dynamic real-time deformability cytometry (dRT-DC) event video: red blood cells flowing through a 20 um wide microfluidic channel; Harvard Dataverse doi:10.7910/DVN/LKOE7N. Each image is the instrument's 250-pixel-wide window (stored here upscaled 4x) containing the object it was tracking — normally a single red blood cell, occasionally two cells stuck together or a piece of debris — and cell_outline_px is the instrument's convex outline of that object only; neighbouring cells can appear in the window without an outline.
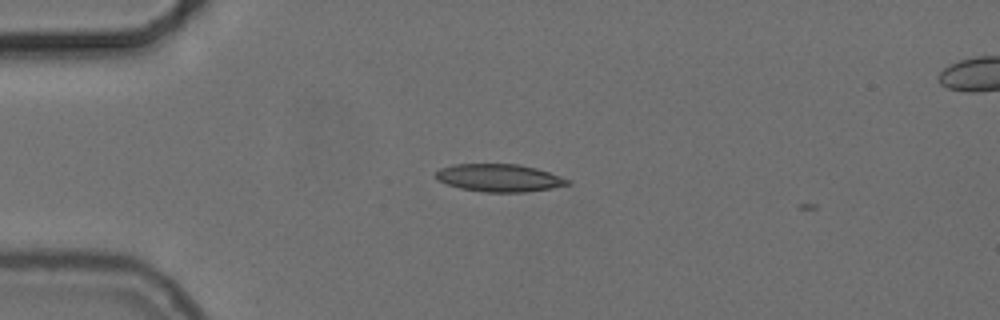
{"species": "common noctule bat (a hibernating species)", "species_latin": "Nyctalus noctula", "temperature_condition": "cold", "stored_images_in_passage": 2, "camera_frame_rate_fps": 3000, "um_per_image_px": 0.085, "animal": {"sex": "female", "body_mass_g": 24.6, "forearm_length_mm": 56.2}, "frame": {"image": 1, "passage_image": 1, "time_ms": 0.0, "image_size_px": [1000, 320], "cell_outline_px": [[572, 184], [552, 188], [524, 192], [484, 192], [460, 188], [436, 180], [436, 172], [440, 168], [452, 164], [520, 164], [536, 168], [572, 180]], "centroid_in_image_um": [42.45, 15.12], "position_along_channel_um": 42.5, "area_um2": 21.33}}